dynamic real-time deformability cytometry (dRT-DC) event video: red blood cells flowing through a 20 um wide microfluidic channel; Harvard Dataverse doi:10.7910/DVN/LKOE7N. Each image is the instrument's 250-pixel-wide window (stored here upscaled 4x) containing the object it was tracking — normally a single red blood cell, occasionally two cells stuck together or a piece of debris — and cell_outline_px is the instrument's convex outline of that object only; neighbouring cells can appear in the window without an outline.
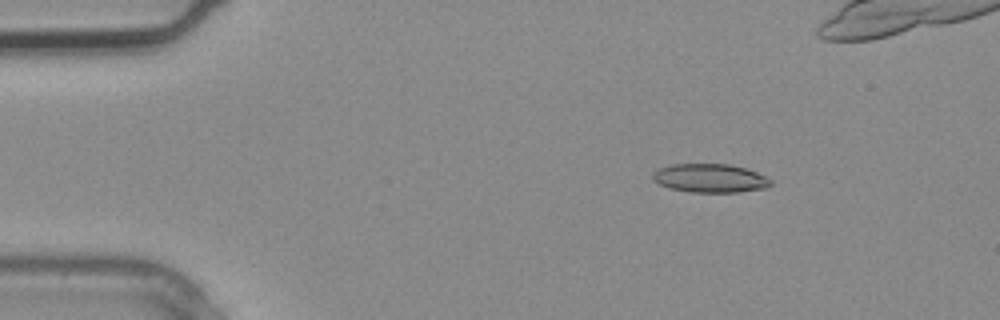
{"species": "common noctule bat (a hibernating species)", "species_latin": "Nyctalus noctula", "temperature_condition": "warm", "stored_images_in_passage": 3, "camera_frame_rate_fps": 3000, "um_per_image_px": 0.085, "animal": {"sex": "male", "body_mass_g": 20.4}, "frame": {"image": 1, "passage_image": 1, "time_ms": 0.0, "image_size_px": [1000, 320], "cell_outline_px": [[772, 184], [764, 188], [740, 192], [692, 192], [668, 188], [652, 180], [652, 172], [660, 168], [672, 164], [728, 164], [744, 168], [756, 172], [772, 180]], "centroid_in_image_um": [60.33, 15.15], "position_along_channel_um": 24.7, "area_um2": 19.65}}